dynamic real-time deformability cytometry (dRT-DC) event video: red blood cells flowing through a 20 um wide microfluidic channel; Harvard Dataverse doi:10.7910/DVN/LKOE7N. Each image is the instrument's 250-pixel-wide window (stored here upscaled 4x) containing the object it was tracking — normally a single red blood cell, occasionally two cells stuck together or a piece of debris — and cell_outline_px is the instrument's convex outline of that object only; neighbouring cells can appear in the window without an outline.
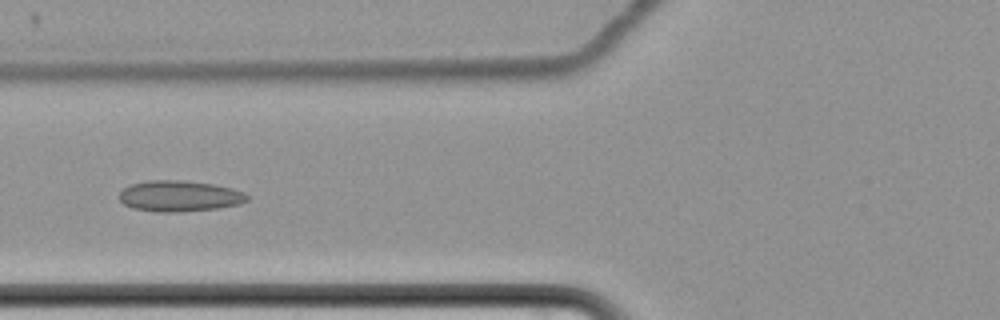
{"species": "common noctule bat (a hibernating species)", "species_latin": "Nyctalus noctula", "temperature_condition": "cold", "stored_images_in_passage": 34, "camera_frame_rate_fps": 3000, "um_per_image_px": 0.085, "animal": {"sex": "female", "body_mass_g": 22.7, "forearm_length_mm": 54.2}, "frame": {"image": 1, "passage_image": 29, "time_ms": 9.333, "image_size_px": [1000, 320], "cell_outline_px": [[248, 200], [240, 204], [220, 208], [180, 212], [156, 212], [132, 208], [124, 204], [120, 200], [120, 192], [124, 188], [132, 184], [148, 180], [180, 180], [212, 184], [232, 188], [244, 192], [248, 196]], "centroid_in_image_um": [15.27, 16.67], "position_along_channel_um": 110.5, "area_um2": 23.12}}
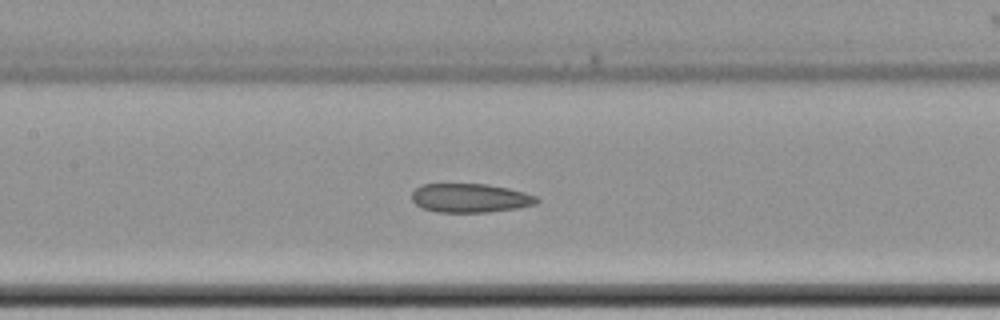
{"frame": {"image": 2, "passage_image": 34, "time_ms": 11.0, "image_size_px": [1000, 320], "cell_outline_px": [[540, 200], [536, 204], [516, 208], [488, 212], [436, 212], [424, 208], [416, 204], [412, 200], [412, 192], [416, 188], [424, 184], [488, 184], [508, 188], [524, 192], [536, 196]], "centroid_in_image_um": [39.98, 16.83], "position_along_channel_um": 167.4, "area_um2": 20.98}}